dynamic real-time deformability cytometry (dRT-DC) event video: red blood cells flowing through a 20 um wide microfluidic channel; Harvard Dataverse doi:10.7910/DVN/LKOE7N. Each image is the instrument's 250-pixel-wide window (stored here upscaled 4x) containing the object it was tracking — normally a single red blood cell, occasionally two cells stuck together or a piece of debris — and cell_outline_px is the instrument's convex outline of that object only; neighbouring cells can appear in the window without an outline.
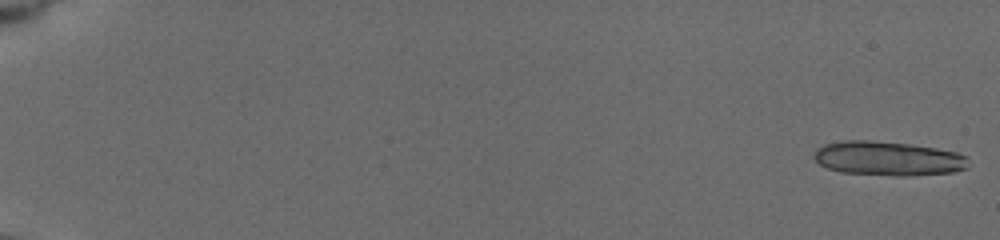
{"species": "common noctule bat (a hibernating species)", "species_latin": "Nyctalus noctula", "temperature_condition": "cold", "stored_images_in_passage": 20, "camera_frame_rate_fps": 3000, "um_per_image_px": 0.085, "animal": {"sex": "female", "body_mass_g": 19.5, "forearm_length_mm": 54.1}, "frame": {"image": 1, "passage_image": 1, "time_ms": 0.0, "image_size_px": [1000, 240], "cell_outline_px": [[968, 168], [952, 172], [908, 176], [896, 176], [840, 172], [828, 168], [820, 164], [812, 156], [816, 148], [824, 144], [844, 140], [868, 140], [912, 144], [936, 148], [956, 152], [968, 156]], "centroid_in_image_um": [75.48, 13.47], "position_along_channel_um": 9.5, "area_um2": 31.1}}